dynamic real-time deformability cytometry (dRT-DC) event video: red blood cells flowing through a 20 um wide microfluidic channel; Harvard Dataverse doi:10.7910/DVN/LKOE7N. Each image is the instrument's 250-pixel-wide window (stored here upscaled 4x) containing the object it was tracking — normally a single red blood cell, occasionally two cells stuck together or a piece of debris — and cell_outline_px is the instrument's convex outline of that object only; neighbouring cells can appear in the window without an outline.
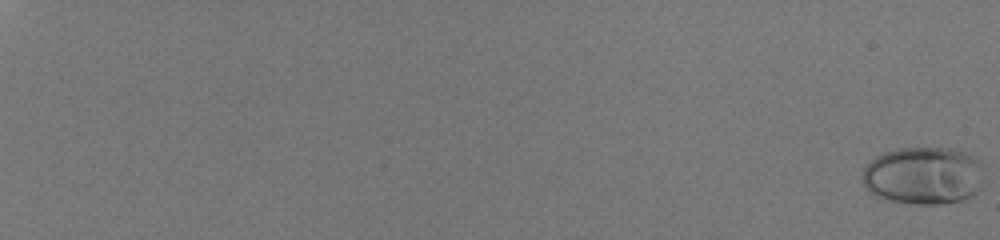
{"species": "human", "species_latin": "Homo sapiens", "temperature_condition": "room temperature", "stored_images_in_passage": 55, "camera_frame_rate_fps": 3000, "um_per_image_px": 0.085, "donor": {"sex": "male"}, "frame": {"image": 1, "passage_image": 1, "time_ms": 0.0, "image_size_px": [1000, 240], "cell_outline_px": [[984, 164], [980, 188], [972, 196], [964, 200], [944, 204], [916, 204], [892, 200], [876, 196], [868, 192], [864, 184], [864, 168], [876, 156], [884, 152], [900, 148], [952, 148], [976, 156]], "centroid_in_image_um": [78.55, 14.92], "position_along_channel_um": 6.4, "area_um2": 41.15}}
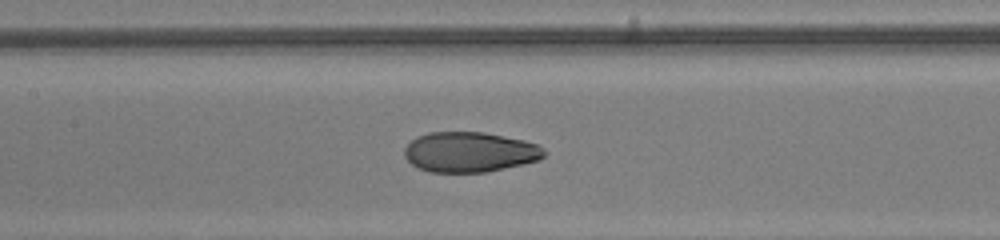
{"frame": {"image": 2, "passage_image": 35, "time_ms": 11.333, "image_size_px": [1000, 240], "cell_outline_px": [[548, 152], [540, 160], [524, 164], [484, 172], [428, 172], [412, 164], [404, 156], [404, 148], [416, 136], [428, 132], [484, 132], [524, 140], [536, 144], [544, 148]], "centroid_in_image_um": [39.94, 12.92], "position_along_channel_um": 167.5, "area_um2": 32.83}}
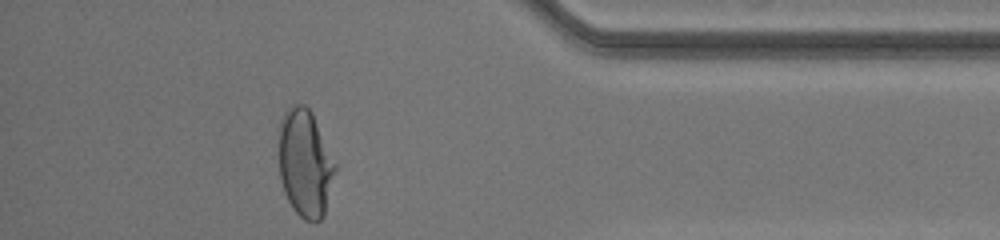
{"frame": {"image": 3, "passage_image": 54, "time_ms": 17.667, "image_size_px": [1000, 240], "cell_outline_px": [[336, 168], [324, 216], [316, 224], [304, 220], [292, 208], [284, 192], [280, 180], [280, 120], [284, 112], [292, 104], [304, 104], [312, 112], [336, 164]], "centroid_in_image_um": [25.94, 13.9], "position_along_channel_um": 409.3, "area_um2": 35.32}, "authors_computed_cell_mechanics": {"area_um2": 33.9286, "velocity_mm_per_s": 4.1008, "shape_relaxation_time_tau1_ms": 6.7422, "shape_relaxation_time_tau2_ms": null, "deformation_change_tau1": 0.2618, "deformation_change_tau2": null}}